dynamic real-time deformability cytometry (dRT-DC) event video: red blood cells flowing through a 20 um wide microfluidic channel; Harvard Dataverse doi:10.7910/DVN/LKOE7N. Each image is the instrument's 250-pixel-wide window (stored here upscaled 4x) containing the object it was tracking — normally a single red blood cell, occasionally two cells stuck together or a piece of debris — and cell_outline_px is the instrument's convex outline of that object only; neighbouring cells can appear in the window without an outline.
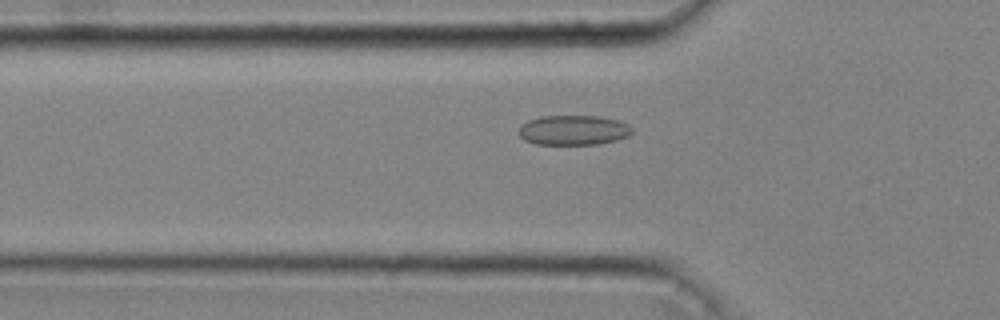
{"species": "common noctule bat (a hibernating species)", "species_latin": "Nyctalus noctula", "temperature_condition": "cold", "stored_images_in_passage": 43, "camera_frame_rate_fps": 3000, "um_per_image_px": 0.085, "animal": {"sex": "male", "body_mass_g": 20.4}, "frame": {"image": 1, "passage_image": 16, "time_ms": 5.0, "image_size_px": [1000, 320], "cell_outline_px": [[632, 132], [628, 136], [616, 140], [596, 144], [536, 144], [524, 140], [520, 136], [520, 124], [528, 120], [540, 116], [600, 116], [620, 120], [628, 124], [632, 128]], "centroid_in_image_um": [48.75, 11.05], "position_along_channel_um": 77.1, "area_um2": 19.77}}
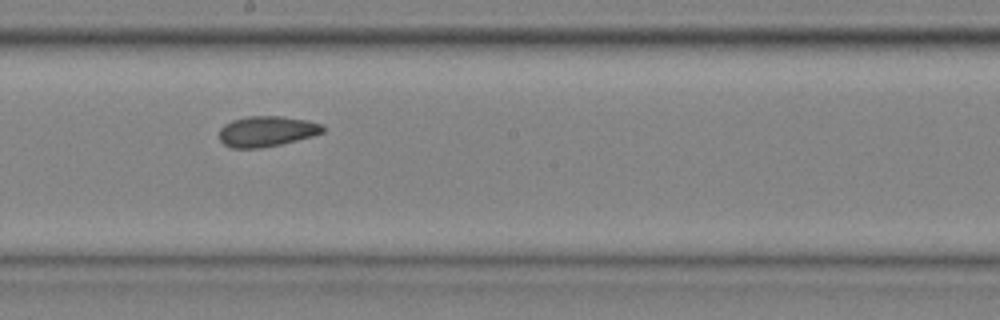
{"frame": {"image": 2, "passage_image": 27, "time_ms": 8.667, "image_size_px": [1000, 320], "cell_outline_px": [[324, 132], [312, 136], [280, 144], [260, 148], [232, 148], [224, 144], [220, 140], [220, 128], [224, 124], [232, 120], [248, 116], [280, 116], [308, 120], [324, 124]], "centroid_in_image_um": [22.68, 11.15], "position_along_channel_um": 225.5, "area_um2": 18.44}}
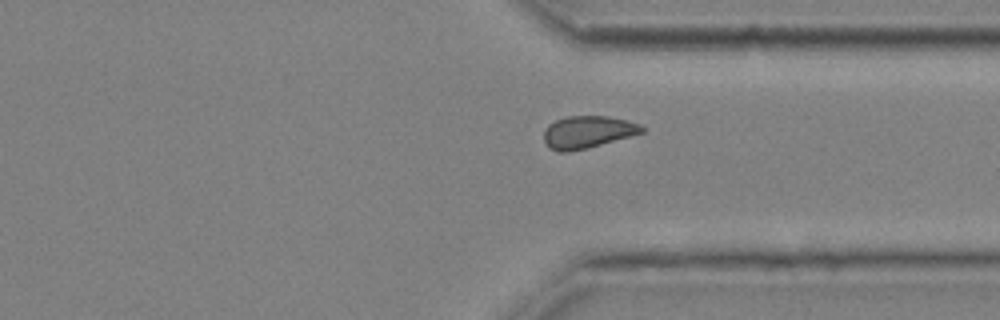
{"frame": {"image": 3, "passage_image": 37, "time_ms": 12.0, "image_size_px": [1000, 320], "cell_outline_px": [[644, 132], [588, 148], [568, 152], [560, 152], [548, 148], [544, 140], [544, 132], [548, 124], [556, 120], [568, 116], [608, 116], [640, 124], [644, 128]], "centroid_in_image_um": [49.92, 11.23], "position_along_channel_um": 361.5, "area_um2": 18.38}, "authors_computed_cell_mechanics": {"area_um2": 18.9584, "velocity_mm_per_s": 4.0469, "shape_relaxation_time_tau1_ms": 3.7016, "shape_relaxation_time_tau2_ms": 1.887, "deformation_change_tau1": 0.0589, "deformation_change_tau2": 0.0659}}